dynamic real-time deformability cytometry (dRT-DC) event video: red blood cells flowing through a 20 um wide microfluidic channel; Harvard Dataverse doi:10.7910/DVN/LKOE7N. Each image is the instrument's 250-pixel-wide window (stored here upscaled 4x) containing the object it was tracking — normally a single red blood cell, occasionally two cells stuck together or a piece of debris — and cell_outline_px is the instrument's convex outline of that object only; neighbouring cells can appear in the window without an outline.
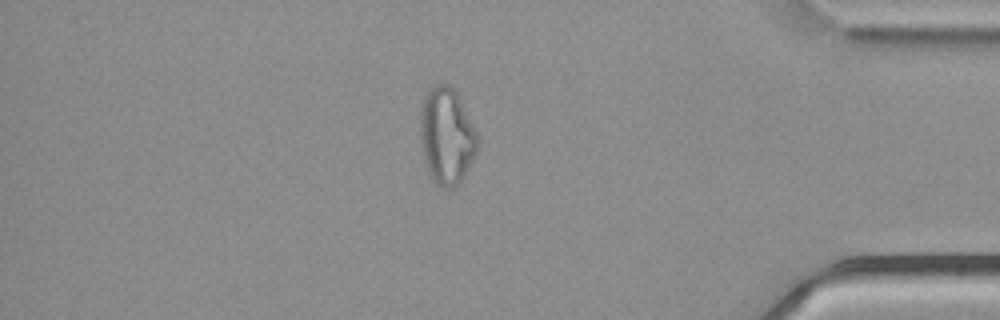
{"species": "common noctule bat (a hibernating species)", "species_latin": "Nyctalus noctula", "temperature_condition": "cold", "stored_images_in_passage": 53, "camera_frame_rate_fps": 3000, "um_per_image_px": 0.085, "animal": {"sex": "male", "body_mass_g": 21.5, "forearm_length_mm": 52.0}, "frame": {"image": 1, "passage_image": 46, "time_ms": 15.0, "image_size_px": [1000, 320], "cell_outline_px": [[476, 152], [464, 176], [456, 184], [448, 188], [444, 188], [436, 184], [432, 180], [428, 172], [424, 160], [420, 140], [420, 108], [424, 96], [428, 88], [436, 84], [448, 84], [456, 92], [476, 132]], "centroid_in_image_um": [37.91, 11.54], "position_along_channel_um": 397.3, "area_um2": 31.91}}